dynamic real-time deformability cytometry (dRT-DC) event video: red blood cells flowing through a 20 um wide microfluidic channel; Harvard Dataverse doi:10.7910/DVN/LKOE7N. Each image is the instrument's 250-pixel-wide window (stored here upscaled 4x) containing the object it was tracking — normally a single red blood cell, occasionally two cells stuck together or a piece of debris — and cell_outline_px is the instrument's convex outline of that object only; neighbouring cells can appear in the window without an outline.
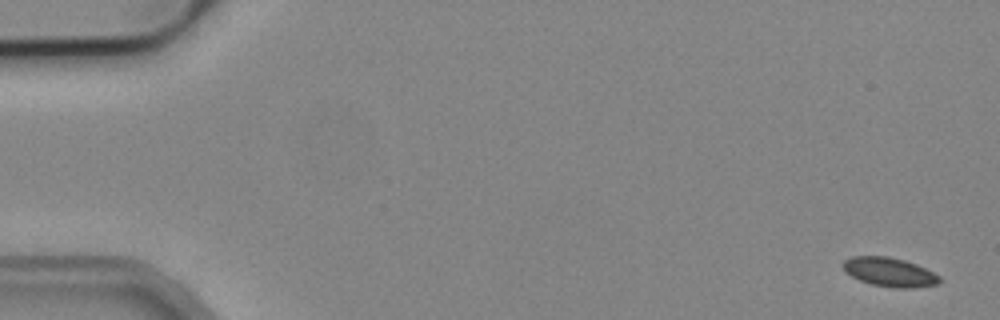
{"species": "common noctule bat (a hibernating species)", "species_latin": "Nyctalus noctula", "temperature_condition": "cold", "stored_images_in_passage": 6, "segment_of_instrument_passage": [2, 2], "camera_frame_rate_fps": 3000, "um_per_image_px": 0.085, "animal": {"sex": "male", "body_mass_g": 19.2, "forearm_length_mm": 51.8}, "frame": {"image": 1, "passage_image": 6, "time_ms": 1.667, "image_size_px": [1000, 320], "cell_outline_px": [[940, 284], [916, 288], [892, 288], [872, 284], [860, 280], [844, 272], [840, 264], [844, 260], [852, 256], [888, 256], [904, 260], [916, 264], [940, 276]], "centroid_in_image_um": [75.59, 23.13], "position_along_channel_um": 9.4, "area_um2": 16.53}}